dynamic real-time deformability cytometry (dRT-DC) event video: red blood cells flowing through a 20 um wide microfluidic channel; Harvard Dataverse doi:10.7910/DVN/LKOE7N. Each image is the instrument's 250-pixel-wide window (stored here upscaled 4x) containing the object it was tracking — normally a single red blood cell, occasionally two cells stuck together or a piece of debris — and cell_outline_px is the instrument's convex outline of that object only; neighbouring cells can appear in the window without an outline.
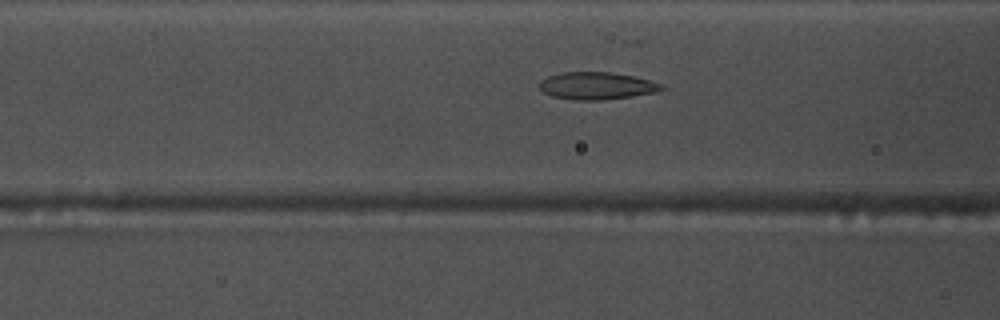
{"species": "common noctule bat (a hibernating species)", "species_latin": "Nyctalus noctula", "temperature_condition": "warm", "stored_images_in_passage": 31, "camera_frame_rate_fps": 3000, "um_per_image_px": 0.085, "animal": {"sex": "male", "body_mass_g": 17.5, "forearm_length_mm": 52.3}, "frame": {"image": 1, "passage_image": 5, "time_ms": 1.333, "image_size_px": [1000, 320], "cell_outline_px": [[664, 88], [656, 92], [632, 96], [604, 100], [572, 100], [552, 96], [544, 92], [540, 88], [540, 80], [548, 76], [564, 72], [612, 72], [632, 76], [648, 80], [660, 84]], "centroid_in_image_um": [50.68, 7.3], "position_along_channel_um": 115.9, "area_um2": 19.31}}
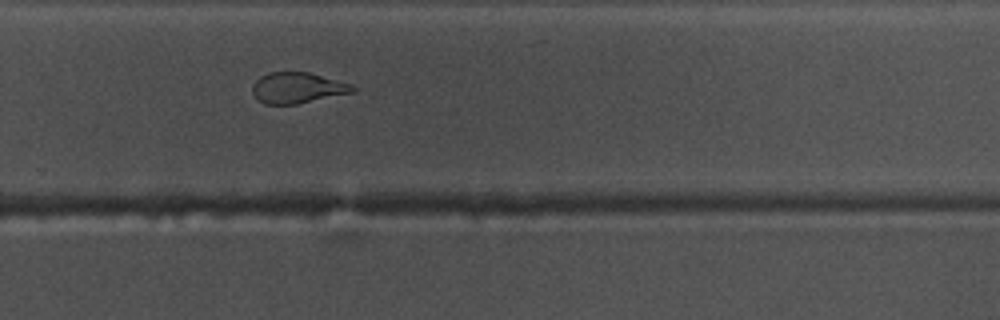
{"frame": {"image": 2, "passage_image": 20, "time_ms": 6.333, "image_size_px": [1000, 320], "cell_outline_px": [[360, 88], [356, 92], [296, 104], [264, 104], [256, 100], [252, 92], [252, 84], [260, 76], [268, 72], [308, 72], [352, 84]], "centroid_in_image_um": [25.3, 7.47], "position_along_channel_um": 304.5, "area_um2": 18.32}}
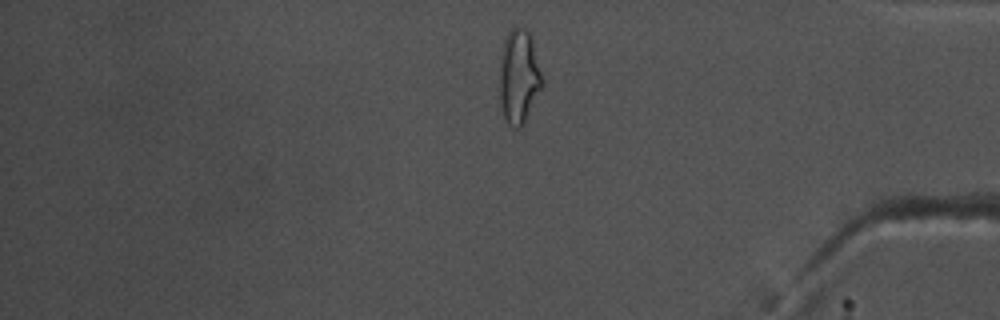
{"frame": {"image": 3, "passage_image": 29, "time_ms": 9.333, "image_size_px": [1000, 320], "cell_outline_px": [[544, 84], [524, 124], [520, 128], [516, 128], [508, 124], [504, 120], [500, 108], [500, 52], [504, 40], [508, 32], [512, 28], [524, 28], [532, 32], [544, 80]], "centroid_in_image_um": [44.13, 6.5], "position_along_channel_um": 391.1, "area_um2": 24.22}, "authors_computed_cell_mechanics": {"area_um2": 19.0162, "velocity_mm_per_s": 3.7878, "shape_relaxation_time_tau1_ms": null, "shape_relaxation_time_tau2_ms": 1.6332, "deformation_change_tau1": null, "deformation_change_tau2": 0.084}}